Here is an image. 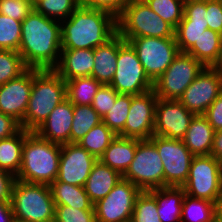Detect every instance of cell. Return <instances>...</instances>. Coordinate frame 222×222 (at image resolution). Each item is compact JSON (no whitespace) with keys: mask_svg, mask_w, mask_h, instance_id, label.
I'll return each mask as SVG.
<instances>
[{"mask_svg":"<svg viewBox=\"0 0 222 222\" xmlns=\"http://www.w3.org/2000/svg\"><path fill=\"white\" fill-rule=\"evenodd\" d=\"M61 25V49H94L117 33V19L103 10L78 6Z\"/></svg>","mask_w":222,"mask_h":222,"instance_id":"cell-2","label":"cell"},{"mask_svg":"<svg viewBox=\"0 0 222 222\" xmlns=\"http://www.w3.org/2000/svg\"><path fill=\"white\" fill-rule=\"evenodd\" d=\"M119 94L140 95L153 89L136 51L118 34L117 68L110 83Z\"/></svg>","mask_w":222,"mask_h":222,"instance_id":"cell-8","label":"cell"},{"mask_svg":"<svg viewBox=\"0 0 222 222\" xmlns=\"http://www.w3.org/2000/svg\"><path fill=\"white\" fill-rule=\"evenodd\" d=\"M140 193L138 187L122 178L105 198L93 205L96 222H131Z\"/></svg>","mask_w":222,"mask_h":222,"instance_id":"cell-13","label":"cell"},{"mask_svg":"<svg viewBox=\"0 0 222 222\" xmlns=\"http://www.w3.org/2000/svg\"><path fill=\"white\" fill-rule=\"evenodd\" d=\"M146 4L174 29L184 16L183 0H144Z\"/></svg>","mask_w":222,"mask_h":222,"instance_id":"cell-34","label":"cell"},{"mask_svg":"<svg viewBox=\"0 0 222 222\" xmlns=\"http://www.w3.org/2000/svg\"><path fill=\"white\" fill-rule=\"evenodd\" d=\"M71 126V143H78L94 127L102 122V118L91 105H74Z\"/></svg>","mask_w":222,"mask_h":222,"instance_id":"cell-31","label":"cell"},{"mask_svg":"<svg viewBox=\"0 0 222 222\" xmlns=\"http://www.w3.org/2000/svg\"><path fill=\"white\" fill-rule=\"evenodd\" d=\"M218 222H222V208L220 209V212H219Z\"/></svg>","mask_w":222,"mask_h":222,"instance_id":"cell-52","label":"cell"},{"mask_svg":"<svg viewBox=\"0 0 222 222\" xmlns=\"http://www.w3.org/2000/svg\"><path fill=\"white\" fill-rule=\"evenodd\" d=\"M150 140L157 148L163 162L164 187H182L187 181L194 155L181 139L153 135Z\"/></svg>","mask_w":222,"mask_h":222,"instance_id":"cell-12","label":"cell"},{"mask_svg":"<svg viewBox=\"0 0 222 222\" xmlns=\"http://www.w3.org/2000/svg\"><path fill=\"white\" fill-rule=\"evenodd\" d=\"M33 9L21 23L18 53L28 68L54 69L61 54V22Z\"/></svg>","mask_w":222,"mask_h":222,"instance_id":"cell-1","label":"cell"},{"mask_svg":"<svg viewBox=\"0 0 222 222\" xmlns=\"http://www.w3.org/2000/svg\"><path fill=\"white\" fill-rule=\"evenodd\" d=\"M101 84L92 76L66 81L67 99L73 105H91Z\"/></svg>","mask_w":222,"mask_h":222,"instance_id":"cell-30","label":"cell"},{"mask_svg":"<svg viewBox=\"0 0 222 222\" xmlns=\"http://www.w3.org/2000/svg\"><path fill=\"white\" fill-rule=\"evenodd\" d=\"M61 147L31 131L23 144L22 162L16 179L51 185L58 175Z\"/></svg>","mask_w":222,"mask_h":222,"instance_id":"cell-3","label":"cell"},{"mask_svg":"<svg viewBox=\"0 0 222 222\" xmlns=\"http://www.w3.org/2000/svg\"><path fill=\"white\" fill-rule=\"evenodd\" d=\"M181 21H191V24L208 25L206 0L185 1L184 16Z\"/></svg>","mask_w":222,"mask_h":222,"instance_id":"cell-44","label":"cell"},{"mask_svg":"<svg viewBox=\"0 0 222 222\" xmlns=\"http://www.w3.org/2000/svg\"><path fill=\"white\" fill-rule=\"evenodd\" d=\"M14 214L11 201L0 202V222H12Z\"/></svg>","mask_w":222,"mask_h":222,"instance_id":"cell-50","label":"cell"},{"mask_svg":"<svg viewBox=\"0 0 222 222\" xmlns=\"http://www.w3.org/2000/svg\"><path fill=\"white\" fill-rule=\"evenodd\" d=\"M211 155L222 163V130L215 131Z\"/></svg>","mask_w":222,"mask_h":222,"instance_id":"cell-49","label":"cell"},{"mask_svg":"<svg viewBox=\"0 0 222 222\" xmlns=\"http://www.w3.org/2000/svg\"><path fill=\"white\" fill-rule=\"evenodd\" d=\"M115 137L116 135L101 122L94 126L77 144L99 160Z\"/></svg>","mask_w":222,"mask_h":222,"instance_id":"cell-32","label":"cell"},{"mask_svg":"<svg viewBox=\"0 0 222 222\" xmlns=\"http://www.w3.org/2000/svg\"><path fill=\"white\" fill-rule=\"evenodd\" d=\"M122 178L120 173L97 160L84 185L90 201L95 204L105 198Z\"/></svg>","mask_w":222,"mask_h":222,"instance_id":"cell-23","label":"cell"},{"mask_svg":"<svg viewBox=\"0 0 222 222\" xmlns=\"http://www.w3.org/2000/svg\"><path fill=\"white\" fill-rule=\"evenodd\" d=\"M54 204L75 207L76 209H94L85 188L64 182H53L50 185Z\"/></svg>","mask_w":222,"mask_h":222,"instance_id":"cell-29","label":"cell"},{"mask_svg":"<svg viewBox=\"0 0 222 222\" xmlns=\"http://www.w3.org/2000/svg\"><path fill=\"white\" fill-rule=\"evenodd\" d=\"M21 23L0 14V50L17 51L21 42Z\"/></svg>","mask_w":222,"mask_h":222,"instance_id":"cell-37","label":"cell"},{"mask_svg":"<svg viewBox=\"0 0 222 222\" xmlns=\"http://www.w3.org/2000/svg\"><path fill=\"white\" fill-rule=\"evenodd\" d=\"M119 93L110 85H101L91 104L92 108L103 118L109 111L112 105H115V100Z\"/></svg>","mask_w":222,"mask_h":222,"instance_id":"cell-41","label":"cell"},{"mask_svg":"<svg viewBox=\"0 0 222 222\" xmlns=\"http://www.w3.org/2000/svg\"><path fill=\"white\" fill-rule=\"evenodd\" d=\"M131 94H119L110 111L102 118V122L118 136L125 127L131 105Z\"/></svg>","mask_w":222,"mask_h":222,"instance_id":"cell-33","label":"cell"},{"mask_svg":"<svg viewBox=\"0 0 222 222\" xmlns=\"http://www.w3.org/2000/svg\"><path fill=\"white\" fill-rule=\"evenodd\" d=\"M213 67L217 70L219 75L222 77V52H221L219 61Z\"/></svg>","mask_w":222,"mask_h":222,"instance_id":"cell-51","label":"cell"},{"mask_svg":"<svg viewBox=\"0 0 222 222\" xmlns=\"http://www.w3.org/2000/svg\"><path fill=\"white\" fill-rule=\"evenodd\" d=\"M131 1L132 0H79V6L106 11L117 19Z\"/></svg>","mask_w":222,"mask_h":222,"instance_id":"cell-43","label":"cell"},{"mask_svg":"<svg viewBox=\"0 0 222 222\" xmlns=\"http://www.w3.org/2000/svg\"><path fill=\"white\" fill-rule=\"evenodd\" d=\"M125 41L136 51L146 75L153 83L180 53L175 38L135 37Z\"/></svg>","mask_w":222,"mask_h":222,"instance_id":"cell-11","label":"cell"},{"mask_svg":"<svg viewBox=\"0 0 222 222\" xmlns=\"http://www.w3.org/2000/svg\"><path fill=\"white\" fill-rule=\"evenodd\" d=\"M194 115L179 100L158 98L155 108L154 135L182 140Z\"/></svg>","mask_w":222,"mask_h":222,"instance_id":"cell-17","label":"cell"},{"mask_svg":"<svg viewBox=\"0 0 222 222\" xmlns=\"http://www.w3.org/2000/svg\"><path fill=\"white\" fill-rule=\"evenodd\" d=\"M30 132L21 128L11 137L0 140V169L15 177L18 175L22 162L23 144Z\"/></svg>","mask_w":222,"mask_h":222,"instance_id":"cell-27","label":"cell"},{"mask_svg":"<svg viewBox=\"0 0 222 222\" xmlns=\"http://www.w3.org/2000/svg\"><path fill=\"white\" fill-rule=\"evenodd\" d=\"M33 6H35L38 2H40L41 0H29Z\"/></svg>","mask_w":222,"mask_h":222,"instance_id":"cell-53","label":"cell"},{"mask_svg":"<svg viewBox=\"0 0 222 222\" xmlns=\"http://www.w3.org/2000/svg\"><path fill=\"white\" fill-rule=\"evenodd\" d=\"M220 209L214 202L185 194L182 204L181 222H218Z\"/></svg>","mask_w":222,"mask_h":222,"instance_id":"cell-28","label":"cell"},{"mask_svg":"<svg viewBox=\"0 0 222 222\" xmlns=\"http://www.w3.org/2000/svg\"><path fill=\"white\" fill-rule=\"evenodd\" d=\"M28 67L21 55L13 50H0V85L19 77Z\"/></svg>","mask_w":222,"mask_h":222,"instance_id":"cell-35","label":"cell"},{"mask_svg":"<svg viewBox=\"0 0 222 222\" xmlns=\"http://www.w3.org/2000/svg\"><path fill=\"white\" fill-rule=\"evenodd\" d=\"M93 54L94 66L91 76L101 85H110L117 68L118 33L105 44L94 48Z\"/></svg>","mask_w":222,"mask_h":222,"instance_id":"cell-22","label":"cell"},{"mask_svg":"<svg viewBox=\"0 0 222 222\" xmlns=\"http://www.w3.org/2000/svg\"><path fill=\"white\" fill-rule=\"evenodd\" d=\"M12 222H28V221H22V220H18L16 218H14V220Z\"/></svg>","mask_w":222,"mask_h":222,"instance_id":"cell-54","label":"cell"},{"mask_svg":"<svg viewBox=\"0 0 222 222\" xmlns=\"http://www.w3.org/2000/svg\"><path fill=\"white\" fill-rule=\"evenodd\" d=\"M208 28L222 34V0H206Z\"/></svg>","mask_w":222,"mask_h":222,"instance_id":"cell-45","label":"cell"},{"mask_svg":"<svg viewBox=\"0 0 222 222\" xmlns=\"http://www.w3.org/2000/svg\"><path fill=\"white\" fill-rule=\"evenodd\" d=\"M11 204L14 218L28 222H54L55 204L50 185L15 180Z\"/></svg>","mask_w":222,"mask_h":222,"instance_id":"cell-5","label":"cell"},{"mask_svg":"<svg viewBox=\"0 0 222 222\" xmlns=\"http://www.w3.org/2000/svg\"><path fill=\"white\" fill-rule=\"evenodd\" d=\"M78 6L79 0H41L34 9L46 17L62 21L60 19L66 20Z\"/></svg>","mask_w":222,"mask_h":222,"instance_id":"cell-36","label":"cell"},{"mask_svg":"<svg viewBox=\"0 0 222 222\" xmlns=\"http://www.w3.org/2000/svg\"><path fill=\"white\" fill-rule=\"evenodd\" d=\"M157 202V211L162 222H181L185 191L183 187L166 186L148 191Z\"/></svg>","mask_w":222,"mask_h":222,"instance_id":"cell-25","label":"cell"},{"mask_svg":"<svg viewBox=\"0 0 222 222\" xmlns=\"http://www.w3.org/2000/svg\"><path fill=\"white\" fill-rule=\"evenodd\" d=\"M137 148V139L116 136L99 160L122 176L133 161Z\"/></svg>","mask_w":222,"mask_h":222,"instance_id":"cell-24","label":"cell"},{"mask_svg":"<svg viewBox=\"0 0 222 222\" xmlns=\"http://www.w3.org/2000/svg\"><path fill=\"white\" fill-rule=\"evenodd\" d=\"M21 129L20 123L0 111V140L11 137Z\"/></svg>","mask_w":222,"mask_h":222,"instance_id":"cell-47","label":"cell"},{"mask_svg":"<svg viewBox=\"0 0 222 222\" xmlns=\"http://www.w3.org/2000/svg\"><path fill=\"white\" fill-rule=\"evenodd\" d=\"M215 131L222 130V93L203 114Z\"/></svg>","mask_w":222,"mask_h":222,"instance_id":"cell-46","label":"cell"},{"mask_svg":"<svg viewBox=\"0 0 222 222\" xmlns=\"http://www.w3.org/2000/svg\"><path fill=\"white\" fill-rule=\"evenodd\" d=\"M221 52L222 34L207 28L186 53L205 67H213L219 61Z\"/></svg>","mask_w":222,"mask_h":222,"instance_id":"cell-26","label":"cell"},{"mask_svg":"<svg viewBox=\"0 0 222 222\" xmlns=\"http://www.w3.org/2000/svg\"><path fill=\"white\" fill-rule=\"evenodd\" d=\"M54 222H96L95 211L55 205Z\"/></svg>","mask_w":222,"mask_h":222,"instance_id":"cell-40","label":"cell"},{"mask_svg":"<svg viewBox=\"0 0 222 222\" xmlns=\"http://www.w3.org/2000/svg\"><path fill=\"white\" fill-rule=\"evenodd\" d=\"M207 28L208 25L191 24V21H180L174 31L179 51L187 52Z\"/></svg>","mask_w":222,"mask_h":222,"instance_id":"cell-39","label":"cell"},{"mask_svg":"<svg viewBox=\"0 0 222 222\" xmlns=\"http://www.w3.org/2000/svg\"><path fill=\"white\" fill-rule=\"evenodd\" d=\"M34 9L29 0H0V14L23 21Z\"/></svg>","mask_w":222,"mask_h":222,"instance_id":"cell-42","label":"cell"},{"mask_svg":"<svg viewBox=\"0 0 222 222\" xmlns=\"http://www.w3.org/2000/svg\"><path fill=\"white\" fill-rule=\"evenodd\" d=\"M222 93V77L214 67H204L179 98L195 115L204 114Z\"/></svg>","mask_w":222,"mask_h":222,"instance_id":"cell-14","label":"cell"},{"mask_svg":"<svg viewBox=\"0 0 222 222\" xmlns=\"http://www.w3.org/2000/svg\"><path fill=\"white\" fill-rule=\"evenodd\" d=\"M93 49H62L58 65L54 70L64 81L92 75Z\"/></svg>","mask_w":222,"mask_h":222,"instance_id":"cell-20","label":"cell"},{"mask_svg":"<svg viewBox=\"0 0 222 222\" xmlns=\"http://www.w3.org/2000/svg\"><path fill=\"white\" fill-rule=\"evenodd\" d=\"M162 159L150 140H138L133 161L123 175L141 191L164 187V169Z\"/></svg>","mask_w":222,"mask_h":222,"instance_id":"cell-9","label":"cell"},{"mask_svg":"<svg viewBox=\"0 0 222 222\" xmlns=\"http://www.w3.org/2000/svg\"><path fill=\"white\" fill-rule=\"evenodd\" d=\"M174 31L144 0H132L117 18V33L124 40L135 37L175 38Z\"/></svg>","mask_w":222,"mask_h":222,"instance_id":"cell-6","label":"cell"},{"mask_svg":"<svg viewBox=\"0 0 222 222\" xmlns=\"http://www.w3.org/2000/svg\"><path fill=\"white\" fill-rule=\"evenodd\" d=\"M157 100L153 89L140 95H132L124 130L118 136L138 140L150 139L154 135Z\"/></svg>","mask_w":222,"mask_h":222,"instance_id":"cell-15","label":"cell"},{"mask_svg":"<svg viewBox=\"0 0 222 222\" xmlns=\"http://www.w3.org/2000/svg\"><path fill=\"white\" fill-rule=\"evenodd\" d=\"M182 187L185 194L222 208V163L212 155L194 156Z\"/></svg>","mask_w":222,"mask_h":222,"instance_id":"cell-7","label":"cell"},{"mask_svg":"<svg viewBox=\"0 0 222 222\" xmlns=\"http://www.w3.org/2000/svg\"><path fill=\"white\" fill-rule=\"evenodd\" d=\"M73 104L66 98L49 114L45 122L35 132L43 139L64 145L71 143Z\"/></svg>","mask_w":222,"mask_h":222,"instance_id":"cell-19","label":"cell"},{"mask_svg":"<svg viewBox=\"0 0 222 222\" xmlns=\"http://www.w3.org/2000/svg\"><path fill=\"white\" fill-rule=\"evenodd\" d=\"M131 222H162L158 215L156 199L148 191H141L137 196Z\"/></svg>","mask_w":222,"mask_h":222,"instance_id":"cell-38","label":"cell"},{"mask_svg":"<svg viewBox=\"0 0 222 222\" xmlns=\"http://www.w3.org/2000/svg\"><path fill=\"white\" fill-rule=\"evenodd\" d=\"M66 98V81L54 69L33 68V85L23 119V129L35 131Z\"/></svg>","mask_w":222,"mask_h":222,"instance_id":"cell-4","label":"cell"},{"mask_svg":"<svg viewBox=\"0 0 222 222\" xmlns=\"http://www.w3.org/2000/svg\"><path fill=\"white\" fill-rule=\"evenodd\" d=\"M97 160L77 143L62 145L58 175L54 182L84 187Z\"/></svg>","mask_w":222,"mask_h":222,"instance_id":"cell-16","label":"cell"},{"mask_svg":"<svg viewBox=\"0 0 222 222\" xmlns=\"http://www.w3.org/2000/svg\"><path fill=\"white\" fill-rule=\"evenodd\" d=\"M204 65L186 52H180L165 72L153 83L157 98L179 100Z\"/></svg>","mask_w":222,"mask_h":222,"instance_id":"cell-10","label":"cell"},{"mask_svg":"<svg viewBox=\"0 0 222 222\" xmlns=\"http://www.w3.org/2000/svg\"><path fill=\"white\" fill-rule=\"evenodd\" d=\"M33 85V68L19 77L0 85V111L17 120L23 128V119Z\"/></svg>","mask_w":222,"mask_h":222,"instance_id":"cell-18","label":"cell"},{"mask_svg":"<svg viewBox=\"0 0 222 222\" xmlns=\"http://www.w3.org/2000/svg\"><path fill=\"white\" fill-rule=\"evenodd\" d=\"M16 180V177L0 169V202L2 201H11L12 188Z\"/></svg>","mask_w":222,"mask_h":222,"instance_id":"cell-48","label":"cell"},{"mask_svg":"<svg viewBox=\"0 0 222 222\" xmlns=\"http://www.w3.org/2000/svg\"><path fill=\"white\" fill-rule=\"evenodd\" d=\"M215 130L203 114L194 115L182 138L183 143L194 156L211 155Z\"/></svg>","mask_w":222,"mask_h":222,"instance_id":"cell-21","label":"cell"}]
</instances>
